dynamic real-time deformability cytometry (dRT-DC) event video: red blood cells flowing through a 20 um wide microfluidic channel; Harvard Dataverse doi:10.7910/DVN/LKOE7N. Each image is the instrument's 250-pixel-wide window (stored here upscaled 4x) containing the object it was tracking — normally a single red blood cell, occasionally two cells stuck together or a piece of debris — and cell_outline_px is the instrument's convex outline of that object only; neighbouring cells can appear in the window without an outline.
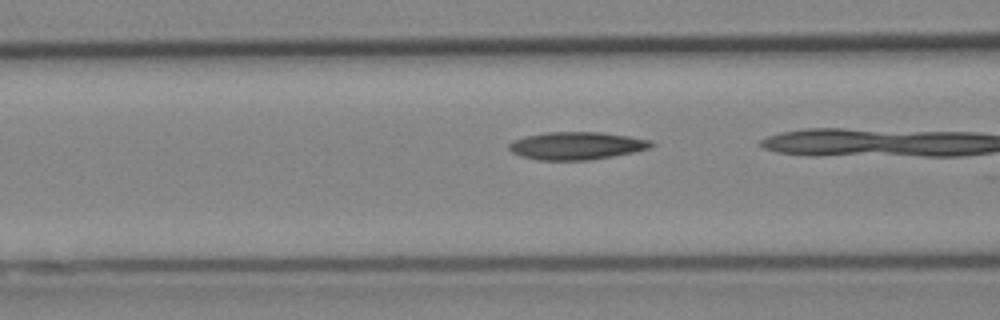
{"species": "Egyptian fruit bat (a non-hibernating species)", "species_latin": "Rousettus aegyptiacus", "temperature_condition": "cold", "stored_images_in_passage": 9, "camera_frame_rate_fps": 3000, "um_per_image_px": 0.085, "animal": {"sex": "female"}, "frame": {"image": 1, "passage_image": 8, "time_ms": 2.333, "image_size_px": [1000, 320], "cell_outline_px": [[656, 144], [648, 148], [632, 152], [612, 156], [588, 160], [540, 160], [520, 156], [512, 152], [508, 148], [508, 144], [512, 140], [524, 136], [548, 132], [600, 132], [628, 136], [652, 140]], "centroid_in_image_um": [48.98, 12.38], "position_along_channel_um": 117.6, "area_um2": 22.95}}